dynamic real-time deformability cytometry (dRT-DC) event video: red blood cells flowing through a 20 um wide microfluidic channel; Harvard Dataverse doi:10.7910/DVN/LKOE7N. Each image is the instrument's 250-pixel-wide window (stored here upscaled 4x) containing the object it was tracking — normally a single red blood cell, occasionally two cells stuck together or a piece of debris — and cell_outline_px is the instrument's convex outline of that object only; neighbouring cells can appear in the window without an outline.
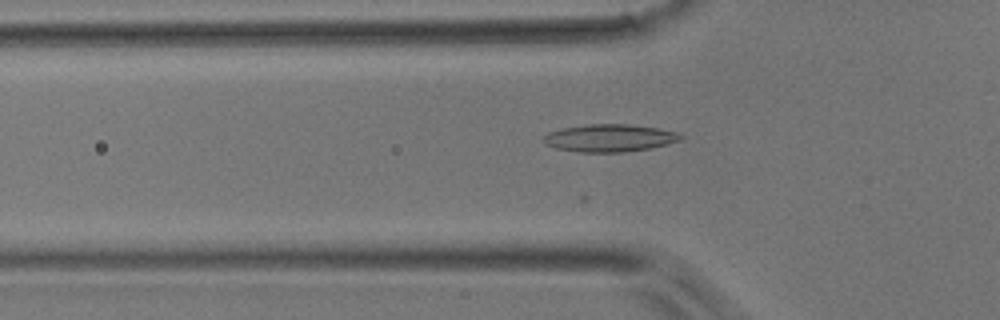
{"species": "common noctule bat (a hibernating species)", "species_latin": "Nyctalus noctula", "temperature_condition": "room temperature", "stored_images_in_passage": 21, "camera_frame_rate_fps": 3000, "um_per_image_px": 0.085, "animal": {"sex": "male", "body_mass_g": 17.9}, "frame": {"image": 1, "passage_image": 2, "time_ms": 0.333, "image_size_px": [1000, 320], "cell_outline_px": [[684, 136], [680, 140], [648, 148], [624, 152], [580, 152], [556, 148], [544, 144], [544, 136], [548, 132], [560, 128], [584, 124], [628, 124], [656, 128], [676, 132]], "centroid_in_image_um": [51.75, 11.72], "position_along_channel_um": 74.1, "area_um2": 21.85}}
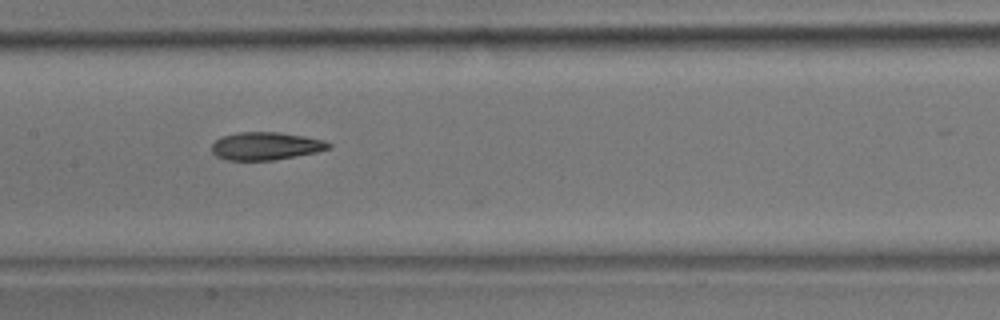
{"frame": {"image": 2, "passage_image": 10, "time_ms": 3.0, "image_size_px": [1000, 320], "cell_outline_px": [[332, 148], [316, 152], [296, 156], [272, 160], [228, 160], [216, 156], [212, 152], [212, 144], [220, 136], [236, 132], [280, 132], [304, 136], [324, 140], [332, 144]], "centroid_in_image_um": [22.59, 12.4], "position_along_channel_um": 184.8, "area_um2": 19.07}}
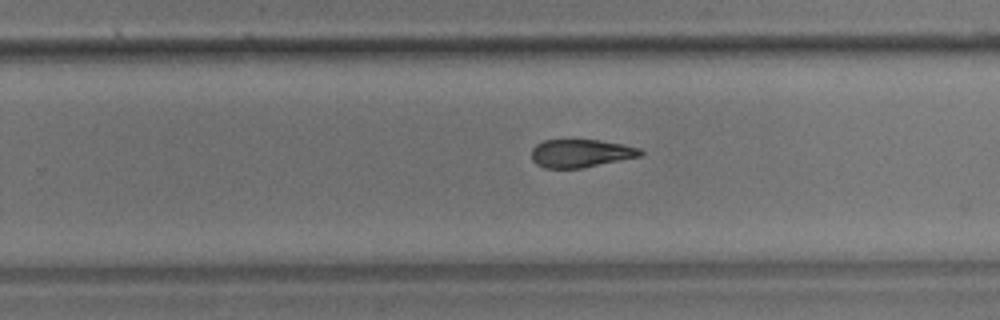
{"frame": {"image": 3, "passage_image": 17, "time_ms": 5.333, "image_size_px": [1000, 320], "cell_outline_px": [[644, 152], [640, 156], [580, 168], [544, 168], [536, 164], [532, 160], [532, 148], [536, 144], [544, 140], [600, 140], [624, 144], [640, 148]], "centroid_in_image_um": [49.35, 13.02], "position_along_channel_um": 280.4, "area_um2": 17.74}}